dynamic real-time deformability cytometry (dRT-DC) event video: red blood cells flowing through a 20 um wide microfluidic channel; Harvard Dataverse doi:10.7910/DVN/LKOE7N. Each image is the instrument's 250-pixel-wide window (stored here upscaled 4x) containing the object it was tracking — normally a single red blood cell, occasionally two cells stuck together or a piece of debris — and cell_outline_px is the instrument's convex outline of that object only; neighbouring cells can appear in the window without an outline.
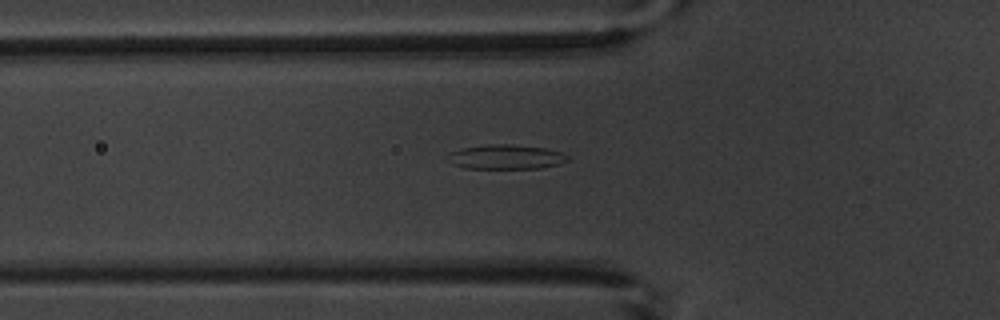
{"species": "common noctule bat (a hibernating species)", "species_latin": "Nyctalus noctula", "temperature_condition": "warm", "stored_images_in_passage": 2, "camera_frame_rate_fps": 3000, "um_per_image_px": 0.085, "animal": {"sex": "male", "body_mass_g": 20.1, "forearm_length_mm": 53.5}, "frame": {"image": 1, "passage_image": 2, "time_ms": 1.667, "image_size_px": [1000, 320], "cell_outline_px": [[568, 160], [560, 164], [540, 168], [464, 168], [452, 164], [444, 160], [444, 156], [460, 148], [488, 144], [512, 144], [544, 148], [560, 152], [568, 156]], "centroid_in_image_um": [42.92, 13.34], "position_along_channel_um": 82.9, "area_um2": 17.28}}